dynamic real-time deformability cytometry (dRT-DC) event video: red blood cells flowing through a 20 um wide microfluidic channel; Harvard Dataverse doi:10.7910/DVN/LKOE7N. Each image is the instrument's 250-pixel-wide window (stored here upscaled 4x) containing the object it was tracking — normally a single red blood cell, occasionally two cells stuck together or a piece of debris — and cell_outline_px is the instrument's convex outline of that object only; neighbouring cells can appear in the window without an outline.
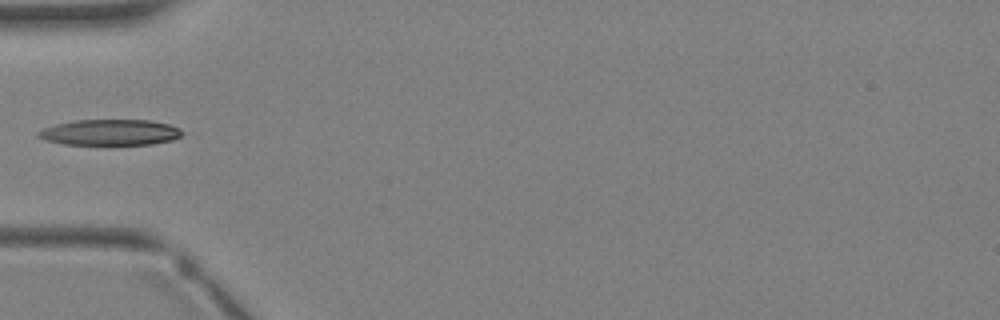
{"species": "Egyptian fruit bat (a non-hibernating species)", "species_latin": "Rousettus aegyptiacus", "temperature_condition": "warm", "stored_images_in_passage": 4, "camera_frame_rate_fps": 3000, "um_per_image_px": 0.085, "animal": {"sex": "female"}, "frame": {"image": 1, "passage_image": 4, "time_ms": 3.667, "image_size_px": [1000, 320], "cell_outline_px": [[184, 132], [180, 136], [172, 140], [152, 144], [64, 144], [44, 140], [36, 136], [36, 132], [44, 128], [56, 124], [76, 120], [148, 120], [168, 124], [180, 128]], "centroid_in_image_um": [9.34, 11.25], "position_along_channel_um": 75.7, "area_um2": 21.62}}